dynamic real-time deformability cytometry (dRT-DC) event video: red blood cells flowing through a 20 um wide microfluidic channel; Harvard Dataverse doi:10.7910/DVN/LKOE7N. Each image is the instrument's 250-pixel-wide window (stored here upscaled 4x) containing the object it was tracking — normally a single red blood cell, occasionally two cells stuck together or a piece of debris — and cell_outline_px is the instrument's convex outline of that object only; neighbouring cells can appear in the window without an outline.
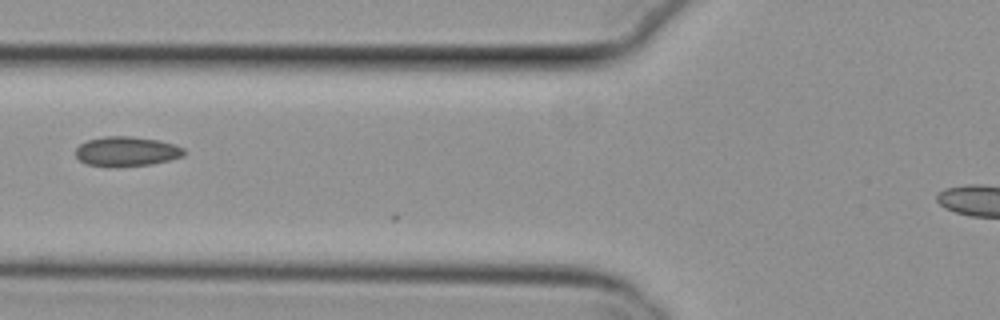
{"species": "common noctule bat (a hibernating species)", "species_latin": "Nyctalus noctula", "temperature_condition": "cold", "stored_images_in_passage": 14, "camera_frame_rate_fps": 3000, "um_per_image_px": 0.085, "animal": {"sex": "female", "body_mass_g": 29.2, "forearm_length_mm": 56.3}, "frame": {"image": 1, "passage_image": 13, "time_ms": 4.0, "image_size_px": [1000, 320], "cell_outline_px": [[184, 156], [152, 164], [108, 168], [88, 164], [80, 160], [76, 156], [76, 148], [80, 144], [88, 140], [104, 136], [128, 136], [160, 140], [176, 144], [184, 148]], "centroid_in_image_um": [10.76, 12.88], "position_along_channel_um": 115.0, "area_um2": 18.96}}